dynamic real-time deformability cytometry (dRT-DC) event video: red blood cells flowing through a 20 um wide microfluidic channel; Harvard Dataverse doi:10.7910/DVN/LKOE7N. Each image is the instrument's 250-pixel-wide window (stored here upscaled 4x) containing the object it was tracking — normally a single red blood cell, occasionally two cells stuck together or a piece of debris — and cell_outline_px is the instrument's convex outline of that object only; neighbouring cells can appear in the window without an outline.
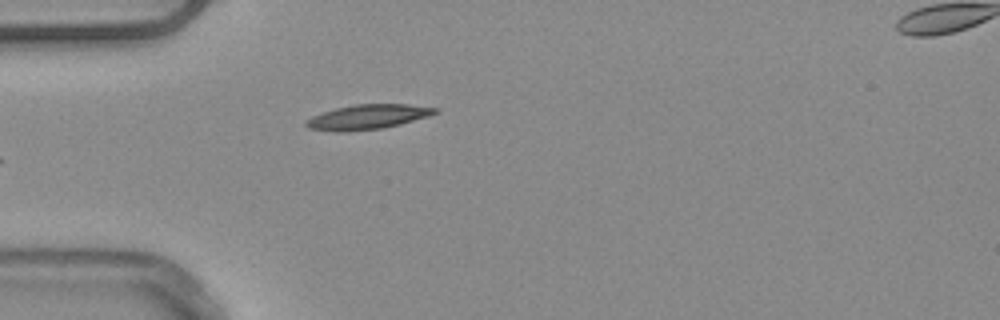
{"species": "common noctule bat (a hibernating species)", "species_latin": "Nyctalus noctula", "temperature_condition": "warm", "stored_images_in_passage": 35, "camera_frame_rate_fps": 3000, "um_per_image_px": 0.085, "animal": {"sex": "male", "body_mass_g": 20.4}, "frame": {"image": 1, "passage_image": 1, "time_ms": 0.0, "image_size_px": [1000, 320], "cell_outline_px": [[440, 112], [428, 116], [400, 124], [384, 128], [348, 132], [336, 132], [308, 128], [304, 124], [304, 120], [312, 116], [336, 108], [356, 104], [408, 104], [440, 108]], "centroid_in_image_um": [31.26, 9.94], "position_along_channel_um": 53.7, "area_um2": 18.79}, "authors_computed_cell_mechanics": {"area_um2": 19.363, "velocity_mm_per_s": 3.8935, "shape_relaxation_time_tau1_ms": null, "shape_relaxation_time_tau2_ms": 4.8821, "deformation_change_tau1": null, "deformation_change_tau2": 0.0814}}